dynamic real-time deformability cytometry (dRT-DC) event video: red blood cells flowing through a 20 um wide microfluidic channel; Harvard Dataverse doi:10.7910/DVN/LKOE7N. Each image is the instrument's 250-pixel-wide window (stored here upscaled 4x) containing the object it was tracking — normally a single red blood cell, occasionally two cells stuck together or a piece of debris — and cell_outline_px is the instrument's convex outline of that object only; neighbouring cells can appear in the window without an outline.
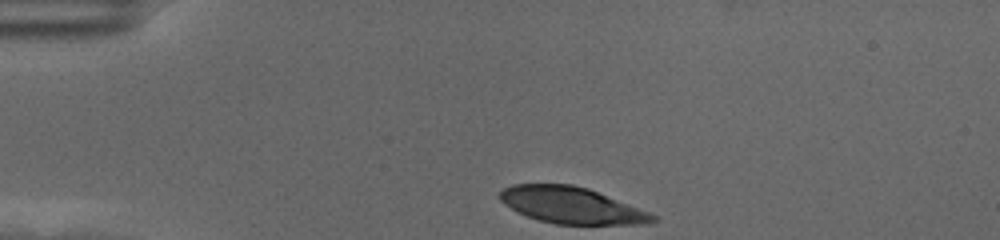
{"species": "human", "species_latin": "Homo sapiens", "temperature_condition": "cold", "stored_images_in_passage": 36, "camera_frame_rate_fps": 3000, "um_per_image_px": 0.085, "donor": {"sex": "female"}, "frame": {"image": 1, "passage_image": 1, "time_ms": 0.0, "image_size_px": [1000, 240], "cell_outline_px": [[660, 220], [644, 224], [556, 224], [540, 220], [516, 212], [504, 204], [500, 200], [500, 192], [504, 188], [512, 184], [572, 184], [588, 188], [648, 212], [656, 216]], "centroid_in_image_um": [48.55, 17.45], "position_along_channel_um": 36.4, "area_um2": 32.19}}
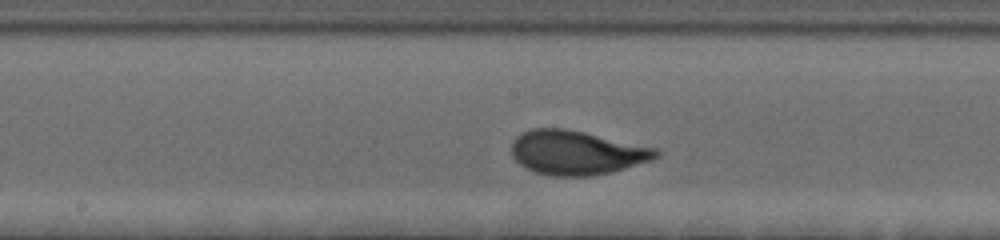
{"frame": {"image": 2, "passage_image": 19, "time_ms": 6.0, "image_size_px": [1000, 240], "cell_outline_px": [[660, 156], [652, 160], [612, 172], [592, 176], [552, 176], [536, 172], [520, 164], [512, 156], [512, 144], [516, 136], [532, 128], [564, 128], [584, 132], [656, 148], [660, 152]], "centroid_in_image_um": [49.02, 12.98], "position_along_channel_um": 199.2, "area_um2": 37.05}}
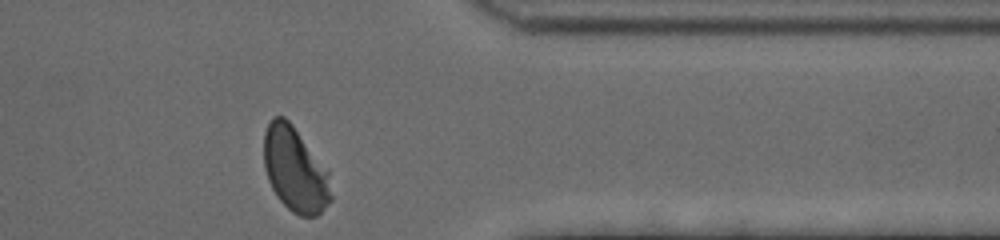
{"frame": {"image": 3, "passage_image": 36, "time_ms": 11.667, "image_size_px": [1000, 240], "cell_outline_px": [[332, 200], [316, 216], [300, 216], [292, 212], [276, 196], [268, 180], [264, 168], [264, 132], [272, 116], [284, 116], [292, 124], [328, 172], [332, 196]], "centroid_in_image_um": [25.05, 14.42], "position_along_channel_um": 386.3, "area_um2": 32.89}, "authors_computed_cell_mechanics": {"area_um2": 35.3736, "velocity_mm_per_s": 3.4783, "shape_relaxation_time_tau1_ms": 3.11, "shape_relaxation_time_tau2_ms": null, "deformation_change_tau1": 0.1594, "deformation_change_tau2": null}}